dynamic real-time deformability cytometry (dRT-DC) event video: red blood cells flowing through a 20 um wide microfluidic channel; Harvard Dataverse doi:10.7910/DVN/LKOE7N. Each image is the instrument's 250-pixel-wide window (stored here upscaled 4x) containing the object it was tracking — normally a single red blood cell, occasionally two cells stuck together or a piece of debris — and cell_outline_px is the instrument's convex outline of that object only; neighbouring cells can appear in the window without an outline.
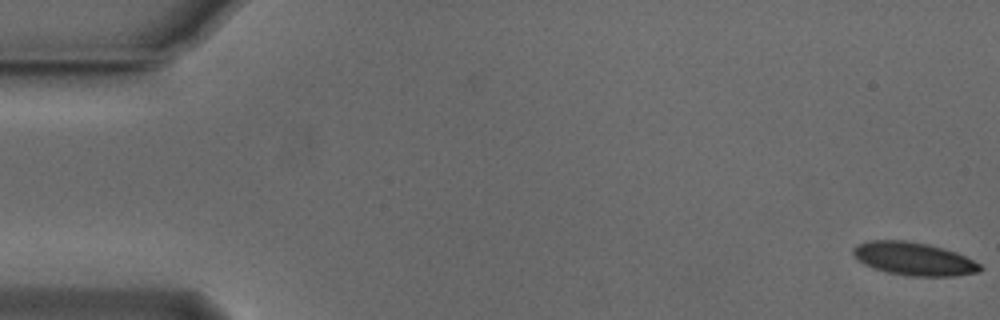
{"species": "Egyptian fruit bat (a non-hibernating species)", "species_latin": "Rousettus aegyptiacus", "temperature_condition": "cold", "stored_images_in_passage": 54, "camera_frame_rate_fps": 3000, "um_per_image_px": 0.085, "animal": {"sex": "male"}, "frame": {"image": 1, "passage_image": 1, "time_ms": 0.0, "image_size_px": [1000, 320], "cell_outline_px": [[984, 268], [980, 272], [952, 276], [908, 276], [888, 272], [872, 268], [864, 264], [852, 252], [852, 248], [856, 244], [868, 240], [904, 240], [928, 244], [944, 248], [956, 252], [980, 264]], "centroid_in_image_um": [77.67, 21.99], "position_along_channel_um": 7.3, "area_um2": 24.51}}
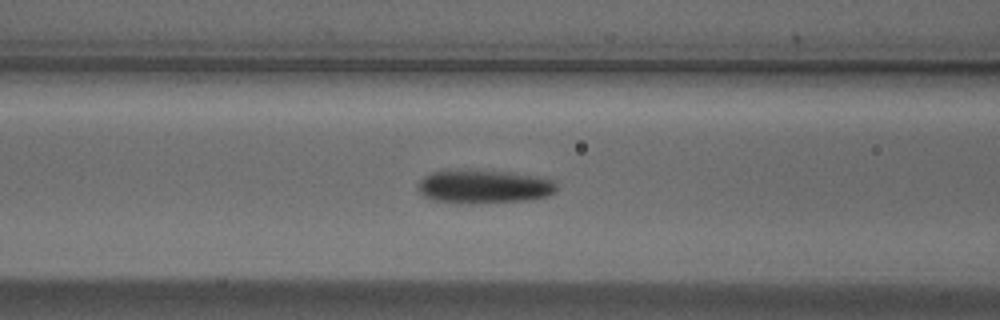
{"frame": {"image": 2, "passage_image": 22, "time_ms": 7.0, "image_size_px": [1000, 320], "cell_outline_px": [[560, 188], [556, 192], [548, 196], [528, 200], [472, 204], [456, 204], [432, 200], [424, 196], [416, 188], [416, 184], [424, 176], [432, 172], [468, 168], [508, 172], [556, 180]], "centroid_in_image_um": [41.12, 15.86], "position_along_channel_um": 125.5, "area_um2": 28.03}}
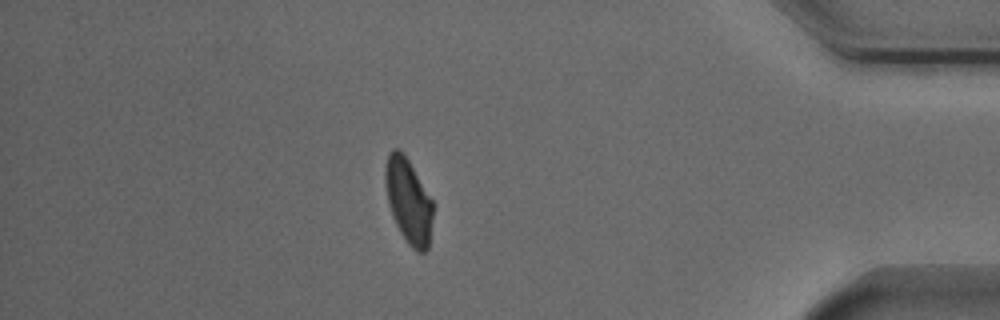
{"frame": {"image": 3, "passage_image": 47, "time_ms": 15.333, "image_size_px": [1000, 320], "cell_outline_px": [[432, 220], [428, 248], [424, 252], [416, 252], [408, 244], [400, 232], [392, 216], [388, 204], [384, 180], [384, 172], [388, 152], [392, 148], [396, 148], [408, 160], [432, 200]], "centroid_in_image_um": [34.69, 17.1], "position_along_channel_um": 400.5, "area_um2": 23.35}, "authors_computed_cell_mechanics": {"area_um2": 25.4031, "velocity_mm_per_s": 3.8041, "shape_relaxation_time_tau1_ms": 3.7958, "shape_relaxation_time_tau2_ms": 2.2681, "deformation_change_tau1": 0.1288, "deformation_change_tau2": 0.0873}}